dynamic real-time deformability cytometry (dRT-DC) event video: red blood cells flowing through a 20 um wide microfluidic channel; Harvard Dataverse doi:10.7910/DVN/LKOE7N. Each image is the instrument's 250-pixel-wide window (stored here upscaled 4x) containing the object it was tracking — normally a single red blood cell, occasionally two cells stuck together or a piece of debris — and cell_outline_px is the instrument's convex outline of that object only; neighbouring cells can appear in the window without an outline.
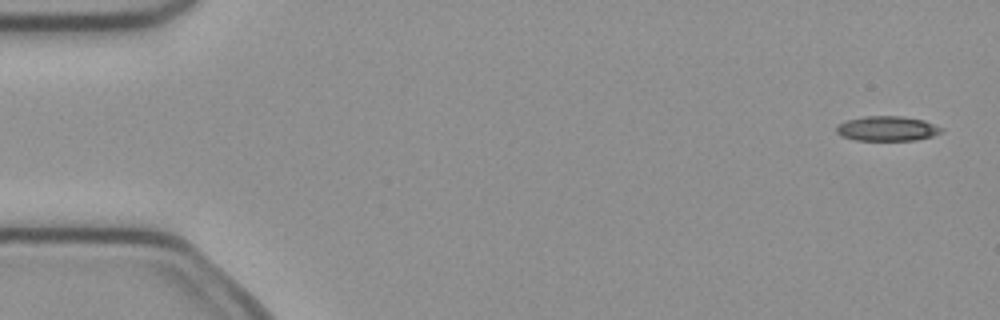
{"species": "common noctule bat (a hibernating species)", "species_latin": "Nyctalus noctula", "temperature_condition": "cold", "stored_images_in_passage": 4, "camera_frame_rate_fps": 3000, "um_per_image_px": 0.085, "animal": {"sex": "female", "body_mass_g": 21.9}, "frame": {"image": 1, "passage_image": 1, "time_ms": 0.0, "image_size_px": [1000, 320], "cell_outline_px": [[944, 128], [940, 132], [932, 136], [916, 140], [856, 140], [840, 136], [836, 132], [836, 124], [848, 120], [864, 116], [904, 116], [924, 120]], "centroid_in_image_um": [75.39, 10.92], "position_along_channel_um": 9.6, "area_um2": 15.26}}
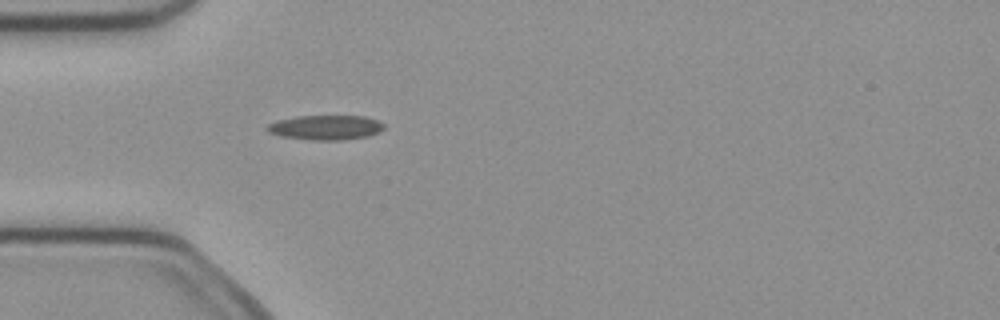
{"frame": {"image": 2, "passage_image": 4, "time_ms": 1.0, "image_size_px": [1000, 320], "cell_outline_px": [[384, 128], [380, 132], [368, 136], [344, 140], [312, 140], [280, 136], [268, 132], [264, 128], [268, 124], [276, 120], [296, 116], [364, 116], [376, 120], [384, 124]], "centroid_in_image_um": [27.65, 10.84], "position_along_channel_um": 57.3, "area_um2": 16.94}}